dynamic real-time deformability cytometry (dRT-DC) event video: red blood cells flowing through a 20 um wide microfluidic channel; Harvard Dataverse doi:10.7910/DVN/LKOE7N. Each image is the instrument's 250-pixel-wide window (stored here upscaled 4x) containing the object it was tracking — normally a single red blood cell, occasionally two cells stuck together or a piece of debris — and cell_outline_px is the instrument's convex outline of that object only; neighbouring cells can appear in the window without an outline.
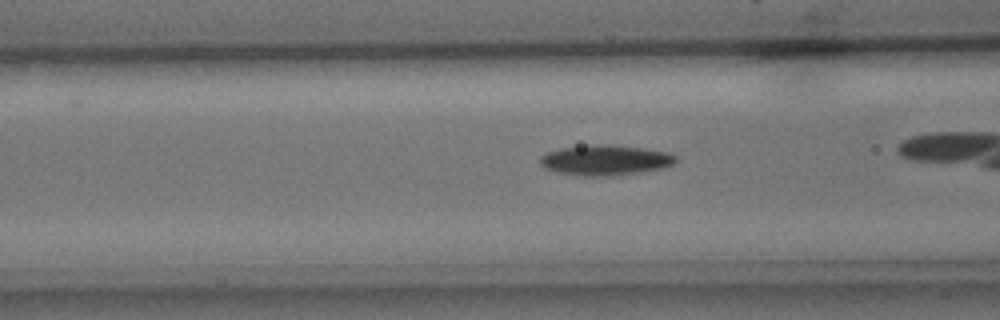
{"species": "common noctule bat (a hibernating species)", "species_latin": "Nyctalus noctula", "temperature_condition": "cold", "stored_images_in_passage": 39, "camera_frame_rate_fps": 3000, "um_per_image_px": 0.085, "animal": {"sex": "male", "body_mass_g": 15.6}, "frame": {"image": 1, "passage_image": 17, "time_ms": 5.333, "image_size_px": [1000, 320], "cell_outline_px": [[680, 160], [672, 164], [660, 168], [640, 172], [612, 176], [580, 176], [556, 172], [544, 168], [540, 164], [540, 156], [548, 152], [560, 148], [600, 144], [608, 144], [644, 148], [668, 152], [676, 156]], "centroid_in_image_um": [51.45, 13.61], "position_along_channel_um": 115.2, "area_um2": 24.04}}